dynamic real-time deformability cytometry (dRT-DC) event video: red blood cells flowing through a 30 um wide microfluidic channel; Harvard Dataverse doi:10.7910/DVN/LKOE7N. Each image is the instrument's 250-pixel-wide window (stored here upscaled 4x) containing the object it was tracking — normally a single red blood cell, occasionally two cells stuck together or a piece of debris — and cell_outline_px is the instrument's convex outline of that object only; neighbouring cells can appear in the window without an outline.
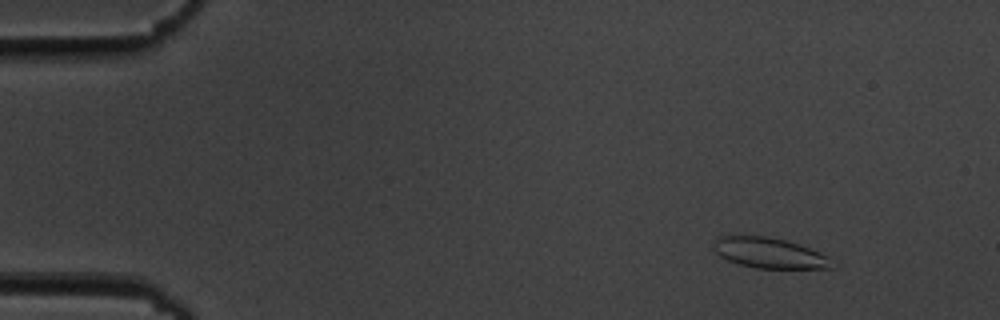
{"species": "common noctule bat (a hibernating species)", "species_latin": "Nyctalus noctula", "temperature_condition": "cold", "stored_images_in_passage": 56, "segment_of_instrument_passage": [1, 2], "camera_frame_rate_fps": 3000, "um_per_image_px": 0.085, "animal": {"sex": "male", "body_mass_g": 19.5, "forearm_length_mm": 54.6}, "frame": {"image": 1, "passage_image": 6, "time_ms": 1.667, "image_size_px": [1000, 320], "cell_outline_px": [[836, 268], [756, 268], [740, 264], [728, 260], [720, 256], [712, 248], [712, 244], [720, 236], [768, 236], [784, 240], [808, 248], [828, 256]], "centroid_in_image_um": [65.38, 21.51], "position_along_channel_um": 19.6, "area_um2": 20.75}}
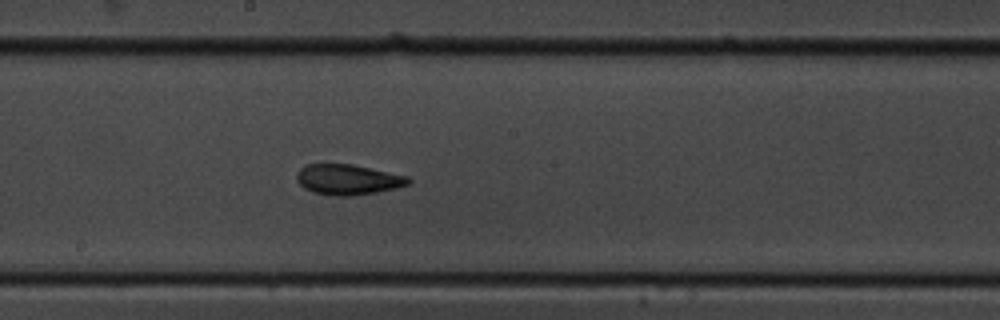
{"frame": {"image": 2, "passage_image": 30, "time_ms": 9.667, "image_size_px": [1000, 320], "cell_outline_px": [[412, 180], [408, 184], [396, 188], [376, 192], [352, 196], [332, 196], [312, 192], [304, 188], [296, 180], [296, 172], [304, 164], [352, 164], [408, 176]], "centroid_in_image_um": [29.54, 15.26], "position_along_channel_um": 218.7, "area_um2": 19.94}}
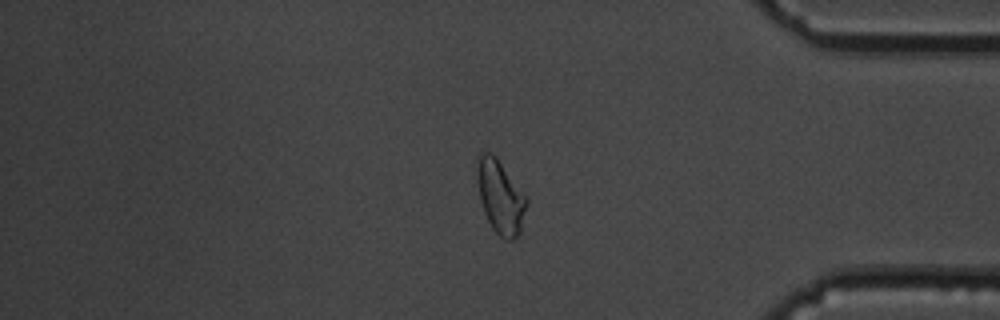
{"frame": {"image": 3, "passage_image": 46, "time_ms": 15.0, "image_size_px": [1000, 320], "cell_outline_px": [[528, 204], [520, 232], [512, 240], [504, 240], [492, 228], [484, 212], [480, 200], [476, 168], [476, 156], [480, 152], [488, 152], [496, 156], [528, 196]], "centroid_in_image_um": [42.55, 16.7], "position_along_channel_um": 392.7, "area_um2": 21.56}}